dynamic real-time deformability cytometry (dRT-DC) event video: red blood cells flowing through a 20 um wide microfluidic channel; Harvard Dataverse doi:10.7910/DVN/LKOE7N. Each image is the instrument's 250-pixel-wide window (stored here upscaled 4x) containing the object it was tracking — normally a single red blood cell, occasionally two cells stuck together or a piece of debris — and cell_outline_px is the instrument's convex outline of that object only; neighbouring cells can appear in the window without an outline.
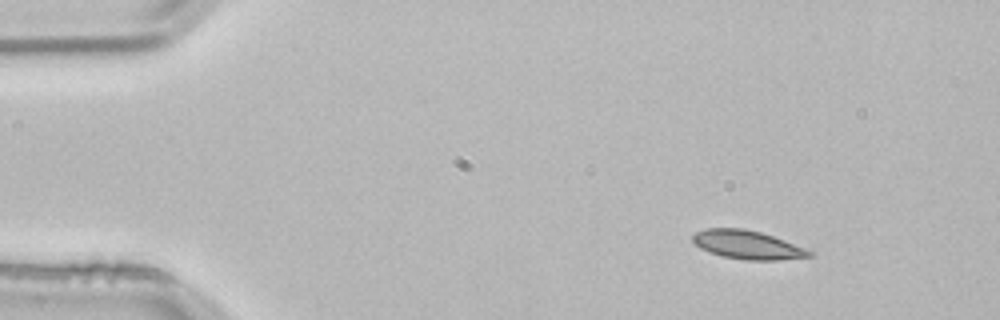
{"species": "common noctule bat (a hibernating species)", "species_latin": "Nyctalus noctula", "temperature_condition": "room temperature", "stored_images_in_passage": 3, "camera_frame_rate_fps": 3000, "um_per_image_px": 0.085, "animal": {"sex": "male", "body_mass_g": 21.5, "forearm_length_mm": 52.0}, "frame": {"image": 1, "passage_image": 1, "time_ms": 0.0, "image_size_px": [1000, 320], "cell_outline_px": [[812, 256], [776, 260], [744, 260], [724, 256], [708, 252], [700, 248], [692, 240], [692, 236], [696, 232], [704, 228], [744, 228], [760, 232], [784, 240], [804, 248], [812, 252]], "centroid_in_image_um": [63.49, 20.8], "position_along_channel_um": 21.5, "area_um2": 19.25}}
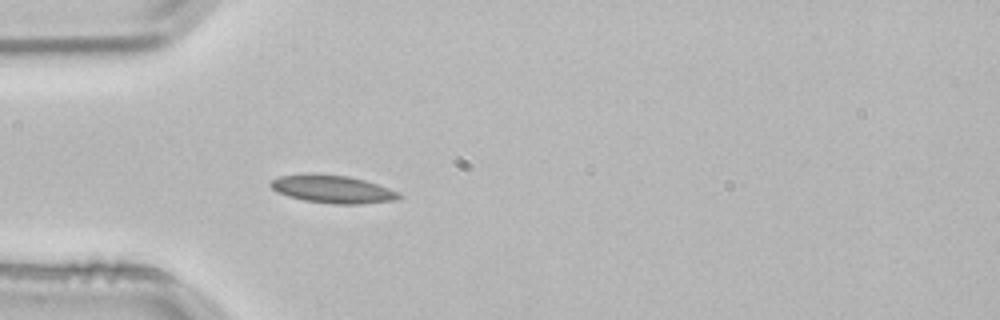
{"frame": {"image": 2, "passage_image": 3, "time_ms": 0.667, "image_size_px": [1000, 320], "cell_outline_px": [[404, 196], [396, 200], [360, 204], [332, 204], [304, 200], [288, 196], [276, 192], [268, 184], [272, 180], [280, 176], [348, 176], [364, 180], [388, 188]], "centroid_in_image_um": [28.3, 16.13], "position_along_channel_um": 56.7, "area_um2": 20.0}}